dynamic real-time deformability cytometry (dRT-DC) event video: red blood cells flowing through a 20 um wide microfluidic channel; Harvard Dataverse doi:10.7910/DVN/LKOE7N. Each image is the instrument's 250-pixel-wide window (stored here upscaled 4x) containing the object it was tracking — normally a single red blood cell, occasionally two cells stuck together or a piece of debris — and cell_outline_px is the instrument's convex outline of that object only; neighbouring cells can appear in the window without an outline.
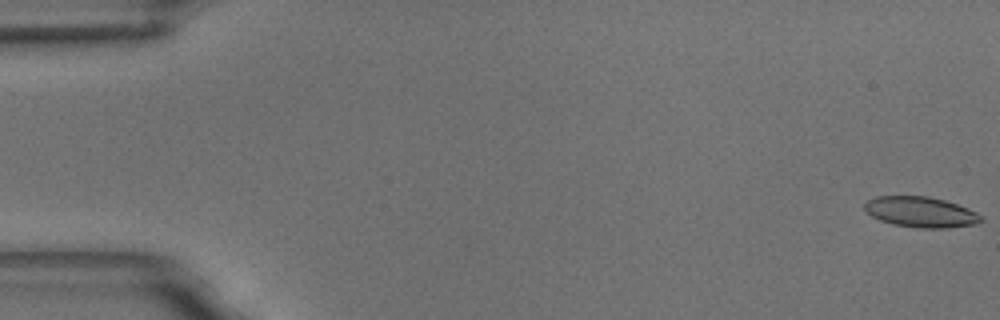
{"species": "common noctule bat (a hibernating species)", "species_latin": "Nyctalus noctula", "temperature_condition": "room temperature", "stored_images_in_passage": 55, "camera_frame_rate_fps": 3000, "um_per_image_px": 0.085, "animal": {"sex": "male", "body_mass_g": 18.8}, "frame": {"image": 1, "passage_image": 1, "time_ms": 0.0, "image_size_px": [1000, 320], "cell_outline_px": [[984, 220], [976, 224], [944, 228], [916, 228], [892, 224], [880, 220], [872, 216], [864, 208], [864, 204], [868, 200], [876, 196], [928, 196], [944, 200], [968, 208], [976, 212]], "centroid_in_image_um": [78.26, 18.02], "position_along_channel_um": 6.7, "area_um2": 20.69}}
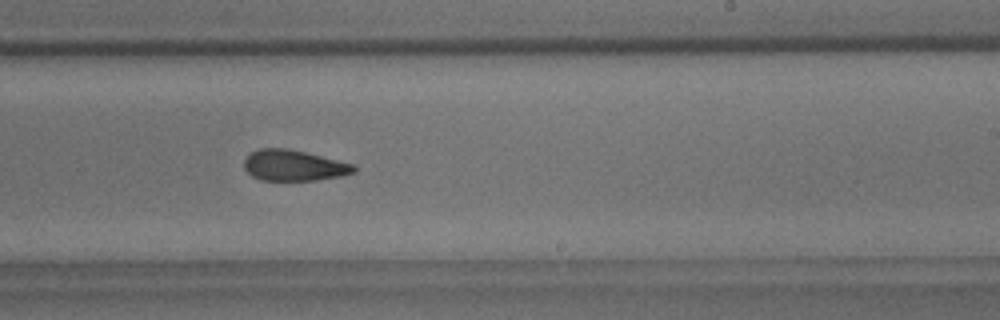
{"frame": {"image": 2, "passage_image": 34, "time_ms": 11.0, "image_size_px": [1000, 320], "cell_outline_px": [[356, 172], [340, 176], [316, 180], [260, 180], [252, 176], [244, 168], [244, 160], [252, 152], [260, 148], [288, 148], [352, 164], [356, 168]], "centroid_in_image_um": [24.94, 14.07], "position_along_channel_um": 264.1, "area_um2": 19.48}}
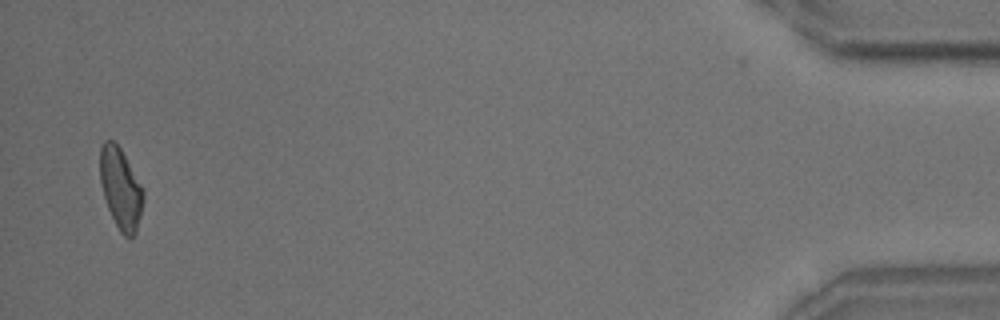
{"frame": {"image": 3, "passage_image": 54, "time_ms": 17.667, "image_size_px": [1000, 320], "cell_outline_px": [[144, 196], [136, 232], [132, 236], [124, 236], [120, 232], [108, 208], [100, 184], [100, 148], [104, 140], [112, 140], [120, 148], [144, 188]], "centroid_in_image_um": [10.25, 15.99], "position_along_channel_um": 424.9, "area_um2": 20.23}, "authors_computed_cell_mechanics": {"area_um2": 20.808, "velocity_mm_per_s": 3.6901, "shape_relaxation_time_tau1_ms": 7.5782, "shape_relaxation_time_tau2_ms": 2.3377, "deformation_change_tau1": 0.1588, "deformation_change_tau2": 0.096}}